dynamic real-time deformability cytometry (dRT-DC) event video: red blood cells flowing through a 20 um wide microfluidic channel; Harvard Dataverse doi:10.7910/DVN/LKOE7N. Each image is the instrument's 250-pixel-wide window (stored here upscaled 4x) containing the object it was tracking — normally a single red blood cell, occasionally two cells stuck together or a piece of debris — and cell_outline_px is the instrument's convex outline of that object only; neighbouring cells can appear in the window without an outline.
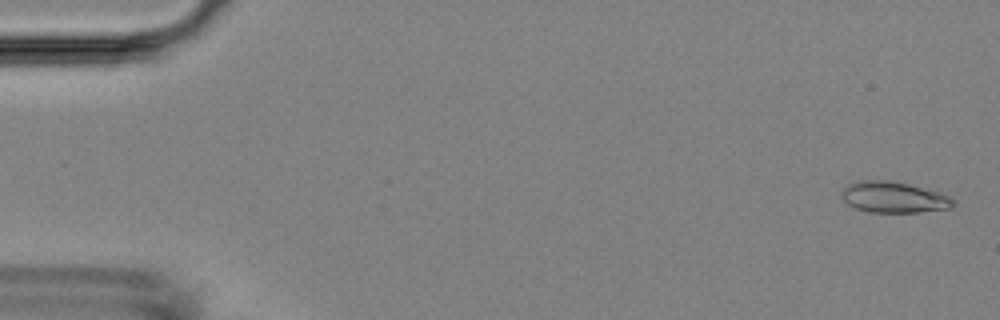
{"species": "Egyptian fruit bat (a non-hibernating species)", "species_latin": "Rousettus aegyptiacus", "temperature_condition": "room temperature", "stored_images_in_passage": 54, "camera_frame_rate_fps": 3000, "um_per_image_px": 0.085, "animal": {"sex": "female"}, "frame": {"image": 1, "passage_image": 2, "time_ms": 0.333, "image_size_px": [1000, 320], "cell_outline_px": [[956, 204], [952, 208], [920, 212], [868, 212], [856, 208], [848, 204], [840, 196], [840, 192], [848, 184], [856, 180], [892, 180], [940, 192], [956, 200]], "centroid_in_image_um": [75.97, 16.76], "position_along_channel_um": 9.0, "area_um2": 20.46}}
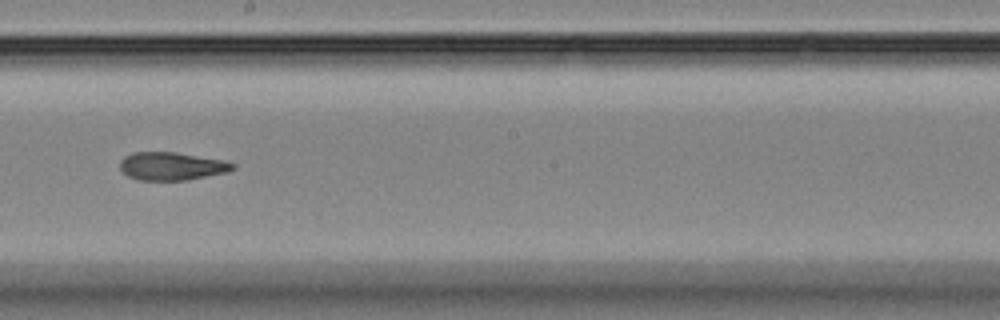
{"frame": {"image": 2, "passage_image": 31, "time_ms": 10.0, "image_size_px": [1000, 320], "cell_outline_px": [[236, 168], [228, 172], [188, 180], [136, 180], [128, 176], [120, 168], [120, 160], [124, 156], [132, 152], [176, 152], [224, 160], [236, 164]], "centroid_in_image_um": [14.61, 14.12], "position_along_channel_um": 233.6, "area_um2": 18.61}}
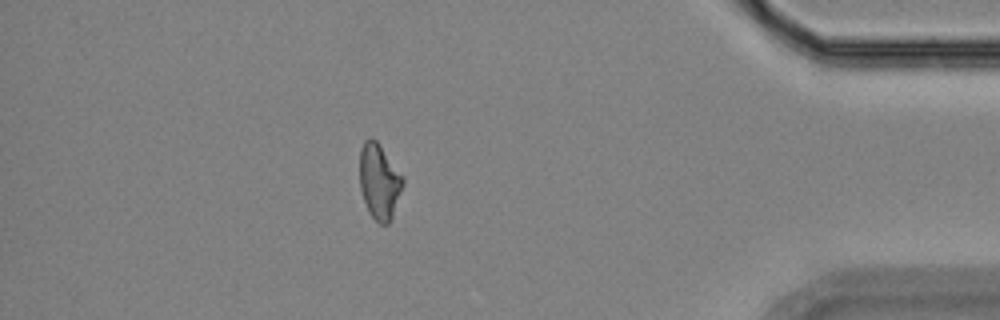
{"frame": {"image": 3, "passage_image": 48, "time_ms": 15.667, "image_size_px": [1000, 320], "cell_outline_px": [[404, 184], [392, 216], [388, 224], [380, 224], [368, 212], [360, 188], [360, 148], [364, 140], [372, 136], [376, 140], [404, 176]], "centroid_in_image_um": [32.24, 15.39], "position_along_channel_um": 403.0, "area_um2": 19.02}, "authors_computed_cell_mechanics": {"area_um2": 19.1029, "velocity_mm_per_s": 3.6815, "shape_relaxation_time_tau1_ms": null, "shape_relaxation_time_tau2_ms": 3.1819, "deformation_change_tau1": null, "deformation_change_tau2": 0.1141}}